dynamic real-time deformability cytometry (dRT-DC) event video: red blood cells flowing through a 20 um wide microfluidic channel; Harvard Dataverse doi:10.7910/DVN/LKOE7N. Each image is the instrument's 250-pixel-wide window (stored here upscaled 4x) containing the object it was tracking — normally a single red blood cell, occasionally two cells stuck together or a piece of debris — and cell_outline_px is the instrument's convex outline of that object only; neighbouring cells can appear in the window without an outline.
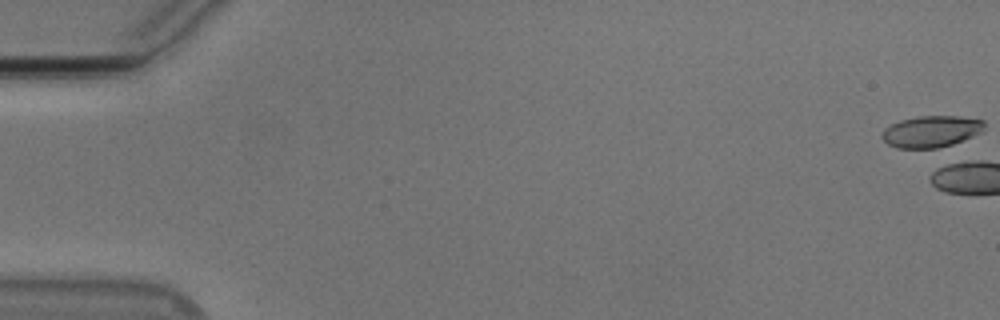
{"species": "Egyptian fruit bat (a non-hibernating species)", "species_latin": "Rousettus aegyptiacus", "temperature_condition": "cold", "stored_images_in_passage": 1, "camera_frame_rate_fps": 3000, "um_per_image_px": 0.085, "animal": {"sex": "male"}, "frame": {"image": 1, "passage_image": 1, "time_ms": 0.0, "image_size_px": [1000, 320], "cell_outline_px": [[984, 132], [952, 144], [936, 148], [896, 148], [888, 144], [880, 136], [884, 128], [900, 120], [916, 116], [956, 116], [984, 120]], "centroid_in_image_um": [79.15, 11.17], "position_along_channel_um": 5.9, "area_um2": 18.9}}